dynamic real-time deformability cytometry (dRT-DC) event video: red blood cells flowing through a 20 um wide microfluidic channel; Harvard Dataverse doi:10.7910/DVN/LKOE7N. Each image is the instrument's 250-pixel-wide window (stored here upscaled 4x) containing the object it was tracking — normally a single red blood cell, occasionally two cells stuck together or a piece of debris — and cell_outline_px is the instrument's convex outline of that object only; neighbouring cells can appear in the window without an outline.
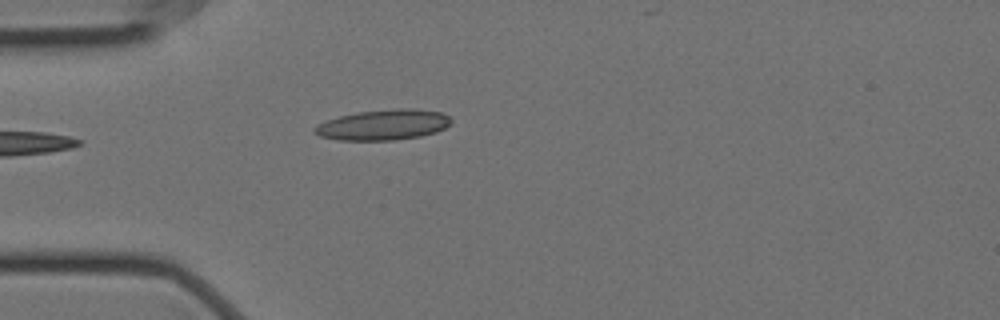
{"species": "Egyptian fruit bat (a non-hibernating species)", "species_latin": "Rousettus aegyptiacus", "temperature_condition": "cold", "stored_images_in_passage": 4, "camera_frame_rate_fps": 3000, "um_per_image_px": 0.085, "animal": {"sex": "female"}, "frame": {"image": 1, "passage_image": 4, "time_ms": 1.0, "image_size_px": [1000, 320], "cell_outline_px": [[452, 124], [436, 132], [420, 136], [392, 140], [340, 140], [320, 136], [312, 132], [312, 128], [316, 124], [340, 116], [360, 112], [400, 108], [412, 108], [440, 112], [448, 116], [452, 120]], "centroid_in_image_um": [32.58, 10.61], "position_along_channel_um": 52.4, "area_um2": 24.16}}